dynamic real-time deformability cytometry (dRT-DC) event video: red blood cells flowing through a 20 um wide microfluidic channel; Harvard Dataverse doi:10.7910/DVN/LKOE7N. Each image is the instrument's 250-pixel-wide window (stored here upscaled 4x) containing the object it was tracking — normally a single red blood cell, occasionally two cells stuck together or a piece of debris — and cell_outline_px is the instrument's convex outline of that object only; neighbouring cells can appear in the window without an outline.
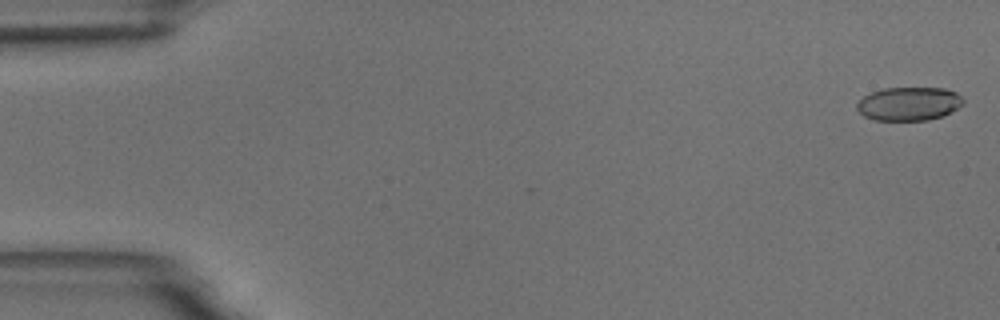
{"species": "common noctule bat (a hibernating species)", "species_latin": "Nyctalus noctula", "temperature_condition": "room temperature", "stored_images_in_passage": 55, "camera_frame_rate_fps": 3000, "um_per_image_px": 0.085, "animal": {"sex": "male", "body_mass_g": 18.8}, "frame": {"image": 1, "passage_image": 1, "time_ms": 0.0, "image_size_px": [1000, 320], "cell_outline_px": [[964, 104], [944, 116], [928, 120], [876, 120], [864, 116], [856, 108], [856, 104], [864, 96], [872, 92], [884, 88], [944, 88], [956, 92], [964, 100]], "centroid_in_image_um": [77.28, 8.82], "position_along_channel_um": 7.7, "area_um2": 20.81}}
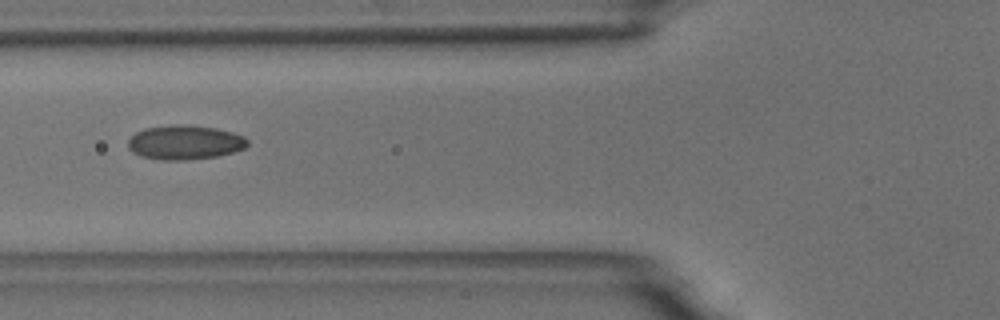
{"frame": {"image": 2, "passage_image": 21, "time_ms": 6.667, "image_size_px": [1000, 320], "cell_outline_px": [[248, 144], [244, 148], [232, 152], [216, 156], [188, 160], [160, 160], [140, 156], [132, 152], [128, 148], [128, 140], [136, 132], [144, 128], [172, 124], [184, 124], [216, 128], [232, 132], [244, 136], [248, 140]], "centroid_in_image_um": [15.68, 12.1], "position_along_channel_um": 110.1, "area_um2": 24.04}}
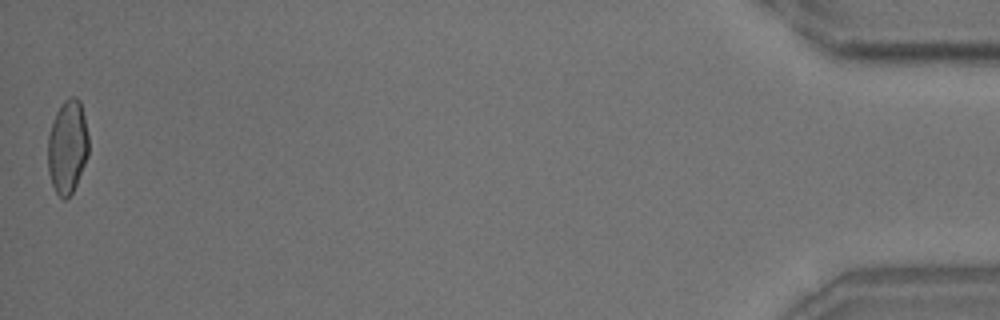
{"frame": {"image": 3, "passage_image": 55, "time_ms": 18.0, "image_size_px": [1000, 320], "cell_outline_px": [[88, 156], [76, 184], [72, 192], [64, 200], [56, 192], [52, 184], [48, 172], [48, 136], [56, 112], [60, 104], [68, 96], [76, 96], [80, 100], [84, 116], [88, 136]], "centroid_in_image_um": [5.73, 12.44], "position_along_channel_um": 429.5, "area_um2": 22.2}, "authors_computed_cell_mechanics": {"area_um2": 22.1952, "velocity_mm_per_s": 3.6446, "shape_relaxation_time_tau1_ms": 7.9312, "shape_relaxation_time_tau2_ms": 1.3615, "deformation_change_tau1": 0.1644, "deformation_change_tau2": 0.0591}}